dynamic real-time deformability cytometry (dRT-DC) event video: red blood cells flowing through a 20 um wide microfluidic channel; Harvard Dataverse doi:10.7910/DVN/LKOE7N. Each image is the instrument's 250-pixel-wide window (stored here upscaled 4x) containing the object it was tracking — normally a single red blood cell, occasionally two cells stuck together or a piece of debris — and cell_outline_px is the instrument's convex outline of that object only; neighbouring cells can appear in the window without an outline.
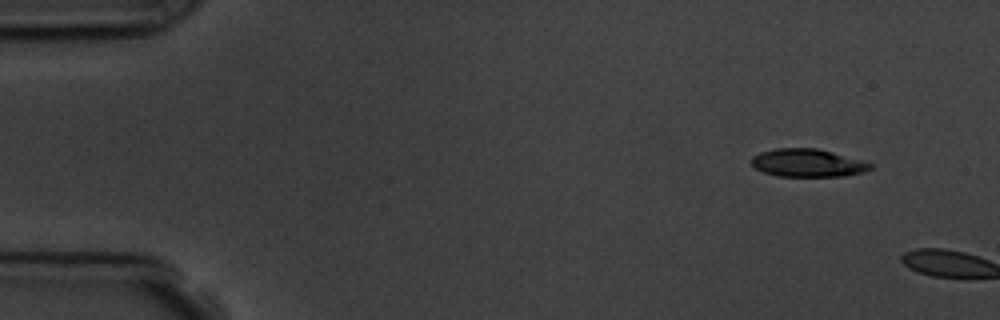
{"species": "common noctule bat (a hibernating species)", "species_latin": "Nyctalus noctula", "temperature_condition": "room temperature", "stored_images_in_passage": 2, "camera_frame_rate_fps": 3000, "um_per_image_px": 0.085, "animal": {"sex": "male", "body_mass_g": 19.5, "forearm_length_mm": 54.6}, "frame": {"image": 1, "passage_image": 1, "time_ms": 0.0, "image_size_px": [1000, 320], "cell_outline_px": [[872, 168], [864, 172], [844, 176], [780, 176], [764, 172], [756, 168], [752, 164], [752, 156], [760, 152], [776, 148], [816, 148], [832, 152], [872, 164]], "centroid_in_image_um": [68.63, 13.85], "position_along_channel_um": 16.4, "area_um2": 19.07}}